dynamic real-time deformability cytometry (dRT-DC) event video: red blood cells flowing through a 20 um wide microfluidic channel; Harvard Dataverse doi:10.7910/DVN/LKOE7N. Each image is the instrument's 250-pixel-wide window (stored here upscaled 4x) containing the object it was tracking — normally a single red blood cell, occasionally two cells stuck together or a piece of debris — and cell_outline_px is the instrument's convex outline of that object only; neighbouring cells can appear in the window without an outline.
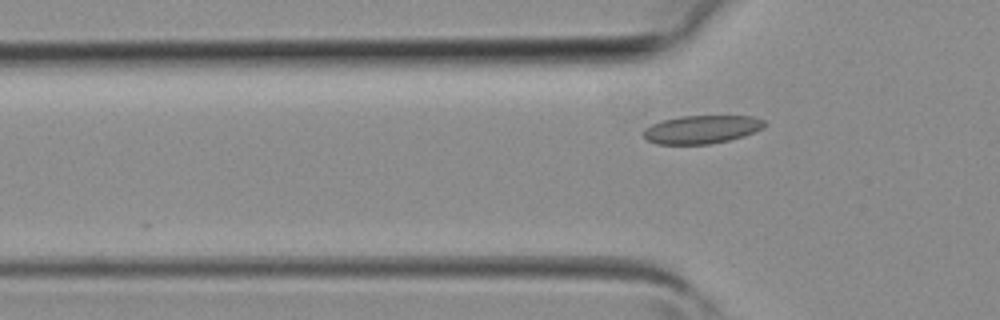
{"species": "common noctule bat (a hibernating species)", "species_latin": "Nyctalus noctula", "temperature_condition": "room temperature", "stored_images_in_passage": 4, "camera_frame_rate_fps": 3000, "um_per_image_px": 0.085, "animal": {"sex": "female", "body_mass_g": 19.3, "forearm_length_mm": 54.1}, "frame": {"image": 1, "passage_image": 4, "time_ms": 1.0, "image_size_px": [1000, 320], "cell_outline_px": [[768, 124], [744, 136], [728, 140], [708, 144], [656, 144], [648, 140], [644, 136], [644, 128], [652, 124], [664, 120], [680, 116], [752, 116], [764, 120]], "centroid_in_image_um": [59.64, 11.0], "position_along_channel_um": 66.2, "area_um2": 19.71}}